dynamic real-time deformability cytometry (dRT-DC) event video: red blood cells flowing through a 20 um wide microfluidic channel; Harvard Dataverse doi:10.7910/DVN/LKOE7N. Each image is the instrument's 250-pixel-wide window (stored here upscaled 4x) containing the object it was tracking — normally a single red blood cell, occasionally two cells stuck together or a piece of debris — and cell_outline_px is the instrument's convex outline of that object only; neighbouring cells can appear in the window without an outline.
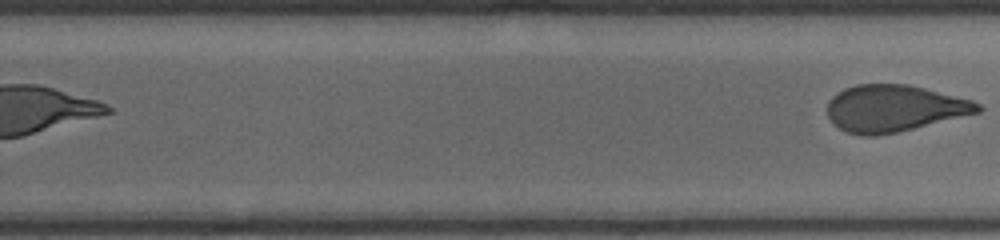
{"species": "human", "species_latin": "Homo sapiens", "temperature_condition": "cold", "stored_images_in_passage": 25, "segment_of_instrument_passage": [2, 2], "camera_frame_rate_fps": 3000, "um_per_image_px": 0.085, "donor": {"sex": "male"}, "frame": {"image": 1, "passage_image": 25, "time_ms": 9.667, "image_size_px": [1000, 240], "cell_outline_px": [[980, 112], [896, 132], [876, 136], [860, 136], [844, 132], [828, 116], [828, 100], [836, 92], [844, 88], [856, 84], [908, 84], [972, 100], [980, 104]], "centroid_in_image_um": [75.95, 9.2], "position_along_channel_um": 253.8, "area_um2": 40.75}}